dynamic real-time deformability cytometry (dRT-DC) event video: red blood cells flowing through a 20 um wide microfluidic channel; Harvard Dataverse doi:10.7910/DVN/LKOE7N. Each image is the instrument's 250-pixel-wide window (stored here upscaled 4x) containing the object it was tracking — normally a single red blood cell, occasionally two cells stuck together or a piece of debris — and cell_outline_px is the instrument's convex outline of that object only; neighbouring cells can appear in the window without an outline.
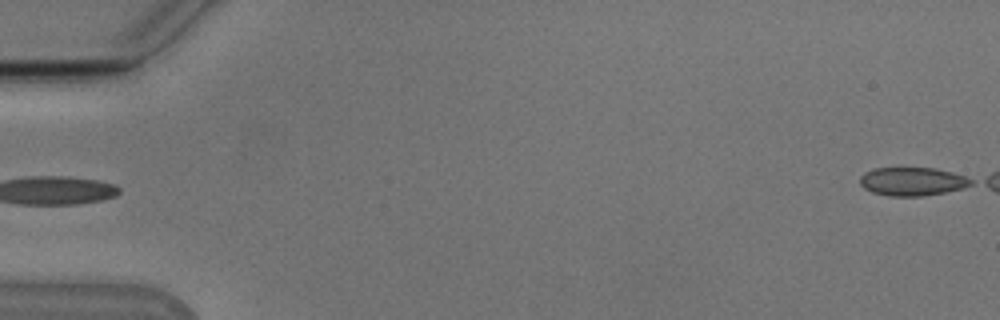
{"species": "Egyptian fruit bat (a non-hibernating species)", "species_latin": "Rousettus aegyptiacus", "temperature_condition": "cold", "stored_images_in_passage": 7, "camera_frame_rate_fps": 3000, "um_per_image_px": 0.085, "animal": {"sex": "male"}, "frame": {"image": 1, "passage_image": 1, "time_ms": 0.0, "image_size_px": [1000, 320], "cell_outline_px": [[972, 184], [964, 188], [944, 192], [920, 196], [888, 196], [872, 192], [864, 188], [860, 184], [860, 176], [864, 172], [876, 168], [936, 168], [952, 172], [964, 176], [972, 180]], "centroid_in_image_um": [77.53, 15.42], "position_along_channel_um": 7.5, "area_um2": 18.32}}